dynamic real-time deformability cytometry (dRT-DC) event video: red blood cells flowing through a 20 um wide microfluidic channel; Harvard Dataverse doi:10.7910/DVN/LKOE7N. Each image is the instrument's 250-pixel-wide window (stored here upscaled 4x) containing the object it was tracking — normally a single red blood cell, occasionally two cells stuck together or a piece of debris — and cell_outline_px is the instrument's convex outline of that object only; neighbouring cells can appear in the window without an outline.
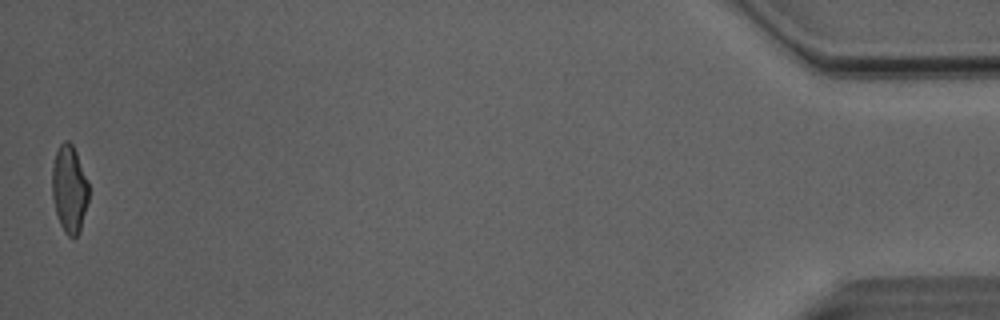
{"species": "Egyptian fruit bat (a non-hibernating species)", "species_latin": "Rousettus aegyptiacus", "temperature_condition": "room temperature", "stored_images_in_passage": 49, "camera_frame_rate_fps": 3000, "um_per_image_px": 0.085, "animal": {"sex": "male"}, "frame": {"image": 1, "passage_image": 49, "time_ms": 16.0, "image_size_px": [1000, 320], "cell_outline_px": [[88, 200], [80, 232], [76, 236], [68, 236], [64, 232], [60, 224], [56, 212], [52, 196], [52, 168], [56, 152], [60, 144], [64, 140], [68, 140], [72, 144], [76, 152], [88, 184]], "centroid_in_image_um": [5.88, 16.07], "position_along_channel_um": 429.3, "area_um2": 18.44}, "authors_computed_cell_mechanics": {"area_um2": 19.5364, "velocity_mm_per_s": 4.107, "shape_relaxation_time_tau1_ms": 6.1851, "shape_relaxation_time_tau2_ms": 1.858, "deformation_change_tau1": 0.1743, "deformation_change_tau2": 0.0885}}